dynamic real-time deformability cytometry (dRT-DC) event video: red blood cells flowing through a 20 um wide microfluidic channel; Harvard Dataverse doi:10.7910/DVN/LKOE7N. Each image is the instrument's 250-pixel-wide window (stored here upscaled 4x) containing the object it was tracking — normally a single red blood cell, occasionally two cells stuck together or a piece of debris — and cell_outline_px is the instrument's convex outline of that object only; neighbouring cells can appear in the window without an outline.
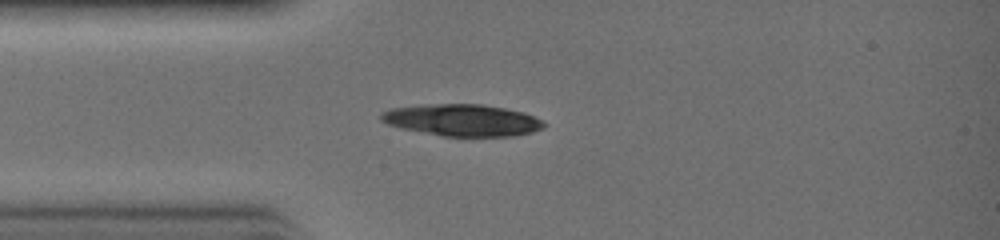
{"species": "common noctule bat (a hibernating species)", "species_latin": "Nyctalus noctula", "temperature_condition": "warm", "stored_images_in_passage": 2, "camera_frame_rate_fps": 3000, "um_per_image_px": 0.085, "animal": {"sex": "female", "body_mass_g": 19.0, "forearm_length_mm": 51.5}, "frame": {"image": 1, "passage_image": 1, "time_ms": 0.0, "image_size_px": [1000, 240], "cell_outline_px": [[548, 124], [544, 128], [532, 132], [512, 136], [444, 136], [400, 128], [388, 124], [380, 120], [380, 112], [392, 108], [428, 104], [480, 104], [504, 108], [524, 112]], "centroid_in_image_um": [39.29, 10.21], "position_along_channel_um": 45.7, "area_um2": 30.11}}